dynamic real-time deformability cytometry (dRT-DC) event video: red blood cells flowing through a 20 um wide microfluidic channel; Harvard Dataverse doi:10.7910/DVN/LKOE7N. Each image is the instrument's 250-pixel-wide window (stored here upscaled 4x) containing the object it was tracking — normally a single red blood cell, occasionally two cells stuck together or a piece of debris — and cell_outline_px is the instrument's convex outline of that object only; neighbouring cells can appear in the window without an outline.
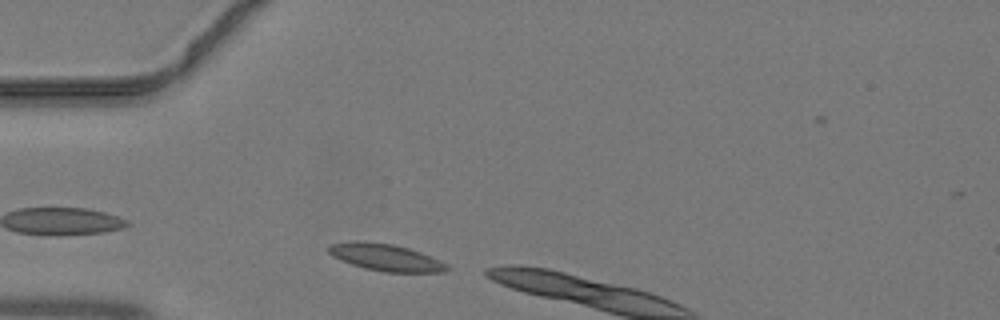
{"species": "common noctule bat (a hibernating species)", "species_latin": "Nyctalus noctula", "temperature_condition": "warm", "stored_images_in_passage": 5, "camera_frame_rate_fps": 3000, "um_per_image_px": 0.085, "animal": {"sex": "male", "body_mass_g": 19.2, "forearm_length_mm": 51.8}, "frame": {"image": 1, "passage_image": 1, "time_ms": 0.0, "image_size_px": [1000, 320], "cell_outline_px": [[452, 268], [444, 272], [384, 272], [364, 268], [340, 260], [332, 256], [328, 252], [328, 244], [352, 240], [364, 240], [392, 244], [408, 248], [420, 252], [440, 260], [448, 264]], "centroid_in_image_um": [32.76, 21.86], "position_along_channel_um": 52.2, "area_um2": 18.9}}
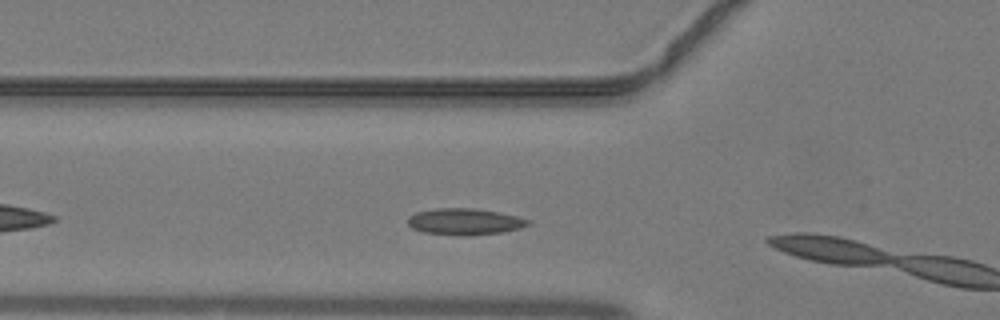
{"frame": {"image": 2, "passage_image": 4, "time_ms": 1.0, "image_size_px": [1000, 320], "cell_outline_px": [[532, 224], [520, 228], [504, 232], [468, 236], [460, 236], [424, 232], [412, 228], [408, 224], [408, 216], [416, 212], [436, 208], [472, 208], [500, 212], [532, 220]], "centroid_in_image_um": [39.53, 18.84], "position_along_channel_um": 86.3, "area_um2": 18.79}}